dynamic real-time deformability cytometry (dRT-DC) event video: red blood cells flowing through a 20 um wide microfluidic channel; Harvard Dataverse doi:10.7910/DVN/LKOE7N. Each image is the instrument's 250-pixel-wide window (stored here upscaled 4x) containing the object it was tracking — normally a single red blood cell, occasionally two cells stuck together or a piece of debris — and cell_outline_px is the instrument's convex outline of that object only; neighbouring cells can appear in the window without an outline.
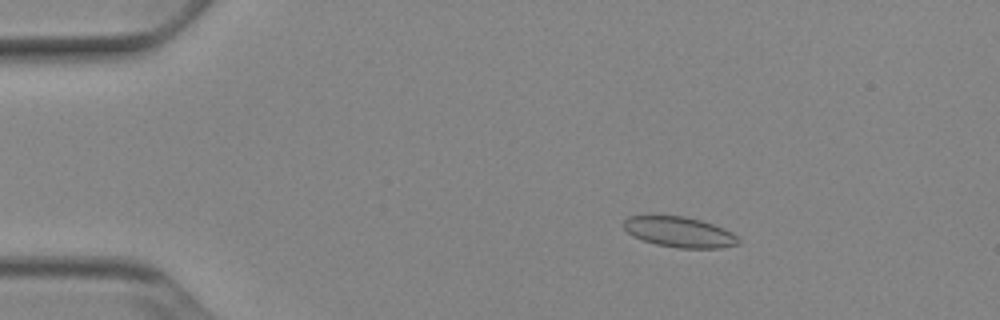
{"species": "Egyptian fruit bat (a non-hibernating species)", "species_latin": "Rousettus aegyptiacus", "temperature_condition": "cold", "stored_images_in_passage": 51, "camera_frame_rate_fps": 3000, "um_per_image_px": 0.085, "animal": {"sex": "female"}, "frame": {"image": 1, "passage_image": 8, "time_ms": 2.333, "image_size_px": [1000, 320], "cell_outline_px": [[740, 240], [736, 244], [720, 248], [680, 248], [656, 244], [644, 240], [628, 232], [624, 228], [624, 220], [628, 216], [684, 216], [700, 220], [724, 228], [732, 232]], "centroid_in_image_um": [57.77, 19.72], "position_along_channel_um": 27.2, "area_um2": 20.0}}
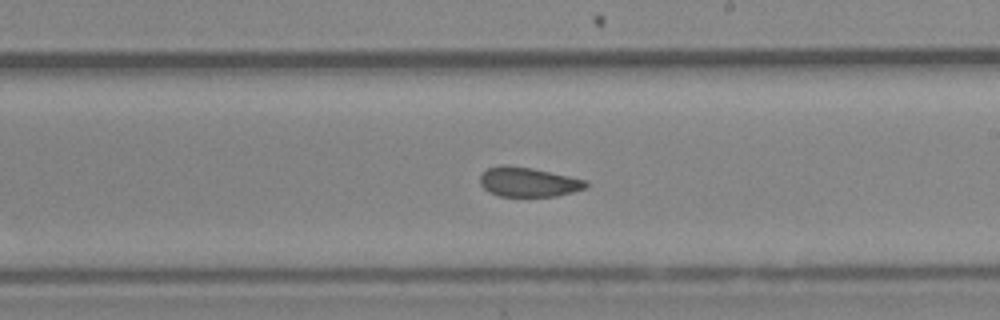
{"frame": {"image": 2, "passage_image": 30, "time_ms": 9.667, "image_size_px": [1000, 320], "cell_outline_px": [[588, 184], [584, 188], [572, 192], [556, 196], [500, 196], [488, 192], [480, 184], [480, 176], [488, 168], [500, 164], [504, 164], [532, 168], [568, 176], [584, 180]], "centroid_in_image_um": [44.85, 15.47], "position_along_channel_um": 244.2, "area_um2": 18.03}}
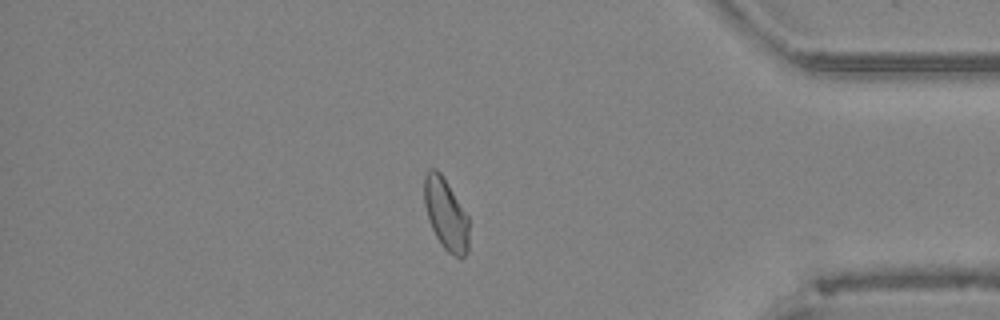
{"frame": {"image": 3, "passage_image": 44, "time_ms": 14.333, "image_size_px": [1000, 320], "cell_outline_px": [[468, 252], [460, 260], [448, 252], [440, 244], [428, 220], [424, 204], [424, 176], [428, 168], [436, 168], [440, 172], [448, 184], [468, 216]], "centroid_in_image_um": [37.89, 18.21], "position_along_channel_um": 397.3, "area_um2": 18.79}, "authors_computed_cell_mechanics": {"area_um2": 19.4786, "velocity_mm_per_s": 3.8801, "shape_relaxation_time_tau1_ms": null, "shape_relaxation_time_tau2_ms": 3.1003, "deformation_change_tau1": null, "deformation_change_tau2": 0.0847}}